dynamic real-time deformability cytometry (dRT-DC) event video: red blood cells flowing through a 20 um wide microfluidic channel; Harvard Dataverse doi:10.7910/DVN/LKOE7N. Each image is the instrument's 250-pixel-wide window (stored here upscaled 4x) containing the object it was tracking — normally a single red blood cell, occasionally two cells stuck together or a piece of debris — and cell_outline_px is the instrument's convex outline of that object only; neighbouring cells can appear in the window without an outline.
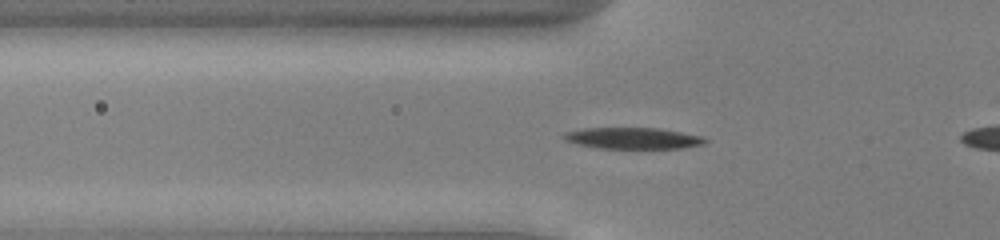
{"species": "common noctule bat (a hibernating species)", "species_latin": "Nyctalus noctula", "temperature_condition": "cold", "stored_images_in_passage": 21, "camera_frame_rate_fps": 3000, "um_per_image_px": 0.085, "animal": {"sex": "male", "body_mass_g": 13.0, "forearm_length_mm": 53.1}, "frame": {"image": 1, "passage_image": 18, "time_ms": 5.667, "image_size_px": [1000, 240], "cell_outline_px": [[708, 140], [704, 144], [684, 148], [596, 148], [576, 144], [564, 140], [560, 136], [564, 132], [584, 128], [660, 128], [704, 136]], "centroid_in_image_um": [53.79, 11.75], "position_along_channel_um": 72.0, "area_um2": 17.8}}